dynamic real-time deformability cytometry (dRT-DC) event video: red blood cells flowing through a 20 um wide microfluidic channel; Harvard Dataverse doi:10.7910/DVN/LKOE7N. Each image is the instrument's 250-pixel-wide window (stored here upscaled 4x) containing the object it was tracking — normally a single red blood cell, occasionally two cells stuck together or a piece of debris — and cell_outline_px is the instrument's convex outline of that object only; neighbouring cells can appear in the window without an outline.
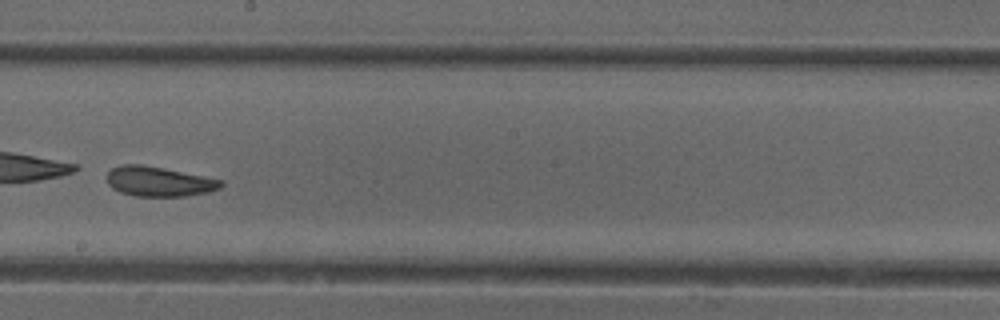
{"species": "common noctule bat (a hibernating species)", "species_latin": "Nyctalus noctula", "temperature_condition": "cold", "stored_images_in_passage": 38, "camera_frame_rate_fps": 3000, "um_per_image_px": 0.085, "animal": {"sex": "female"}, "frame": {"image": 1, "passage_image": 22, "time_ms": 7.0, "image_size_px": [1000, 320], "cell_outline_px": [[224, 184], [220, 188], [208, 192], [184, 196], [136, 196], [120, 192], [112, 188], [108, 184], [108, 172], [112, 168], [120, 164], [140, 164], [164, 168], [224, 180]], "centroid_in_image_um": [13.52, 15.42], "position_along_channel_um": 234.7, "area_um2": 19.83}}